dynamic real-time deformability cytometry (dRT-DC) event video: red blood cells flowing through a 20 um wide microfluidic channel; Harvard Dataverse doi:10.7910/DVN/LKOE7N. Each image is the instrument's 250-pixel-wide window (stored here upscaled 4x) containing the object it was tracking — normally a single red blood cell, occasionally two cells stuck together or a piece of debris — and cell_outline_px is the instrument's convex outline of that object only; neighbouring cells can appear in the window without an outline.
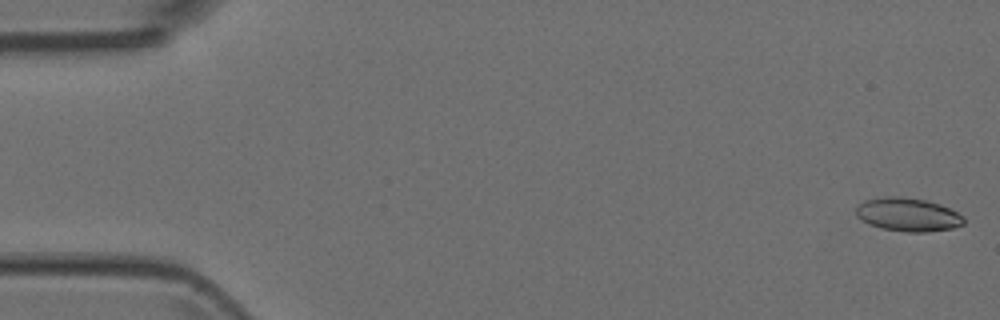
{"species": "Egyptian fruit bat (a non-hibernating species)", "species_latin": "Rousettus aegyptiacus", "temperature_condition": "room temperature", "stored_images_in_passage": 5, "camera_frame_rate_fps": 3000, "um_per_image_px": 0.085, "animal": {"sex": "female"}, "frame": {"image": 1, "passage_image": 1, "time_ms": 0.0, "image_size_px": [1000, 320], "cell_outline_px": [[964, 224], [952, 228], [924, 232], [908, 232], [880, 228], [868, 224], [856, 216], [856, 208], [864, 200], [884, 196], [896, 196], [924, 200], [940, 204], [964, 216]], "centroid_in_image_um": [77.15, 18.24], "position_along_channel_um": 7.9, "area_um2": 20.92}}
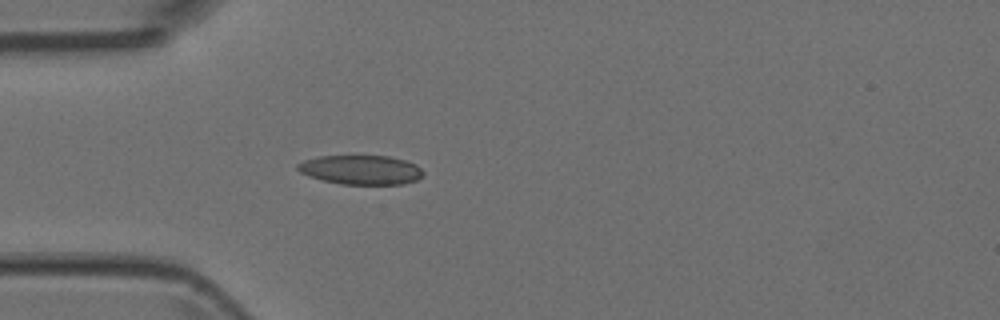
{"frame": {"image": 2, "passage_image": 5, "time_ms": 1.333, "image_size_px": [1000, 320], "cell_outline_px": [[424, 172], [416, 180], [404, 184], [340, 184], [308, 176], [300, 172], [296, 168], [296, 164], [304, 160], [320, 156], [388, 156], [404, 160], [416, 164]], "centroid_in_image_um": [30.66, 14.43], "position_along_channel_um": 54.3, "area_um2": 21.33}}